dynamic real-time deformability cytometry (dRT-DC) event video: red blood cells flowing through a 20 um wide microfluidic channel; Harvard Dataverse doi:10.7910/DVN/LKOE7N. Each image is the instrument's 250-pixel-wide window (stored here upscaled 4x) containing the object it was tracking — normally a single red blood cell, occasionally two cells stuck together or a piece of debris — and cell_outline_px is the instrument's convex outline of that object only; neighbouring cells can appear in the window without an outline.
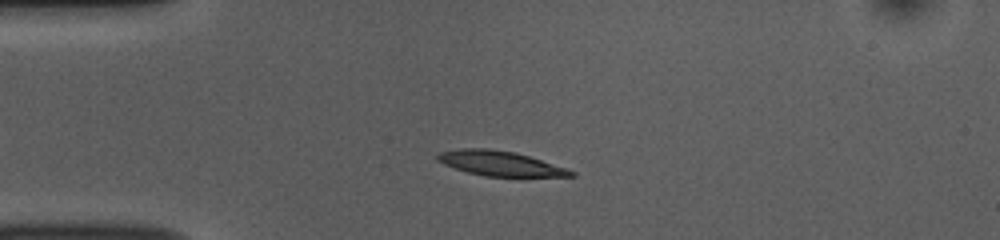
{"species": "common noctule bat (a hibernating species)", "species_latin": "Nyctalus noctula", "temperature_condition": "room temperature", "stored_images_in_passage": 40, "camera_frame_rate_fps": 3000, "um_per_image_px": 0.085, "animal": {"sex": "female", "body_mass_g": 10.0, "forearm_length_mm": 53.1}, "frame": {"image": 1, "passage_image": 9, "time_ms": 2.667, "image_size_px": [1000, 240], "cell_outline_px": [[576, 176], [484, 176], [468, 172], [444, 164], [436, 160], [436, 156], [440, 152], [460, 148], [488, 148], [516, 152], [568, 168], [576, 172]], "centroid_in_image_um": [42.52, 13.88], "position_along_channel_um": 42.5, "area_um2": 19.25}}
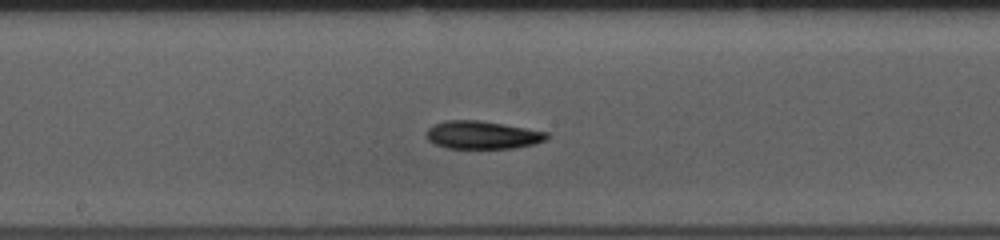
{"frame": {"image": 2, "passage_image": 24, "time_ms": 7.667, "image_size_px": [1000, 240], "cell_outline_px": [[548, 140], [536, 144], [512, 148], [448, 148], [436, 144], [428, 140], [424, 136], [428, 128], [432, 124], [444, 120], [480, 120], [504, 124], [548, 132]], "centroid_in_image_um": [40.99, 11.46], "position_along_channel_um": 207.2, "area_um2": 19.83}}
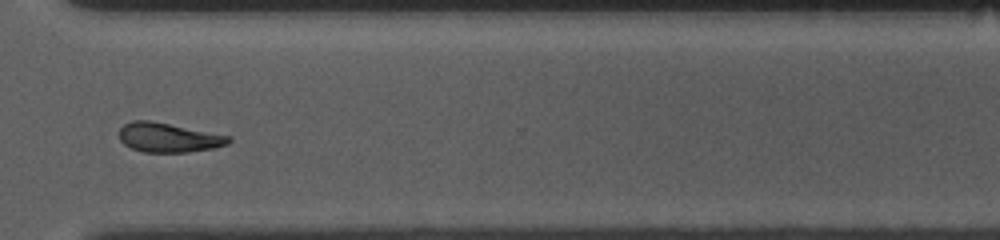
{"frame": {"image": 3, "passage_image": 36, "time_ms": 11.667, "image_size_px": [1000, 240], "cell_outline_px": [[232, 140], [228, 144], [212, 148], [188, 152], [144, 152], [132, 148], [124, 144], [120, 140], [120, 128], [124, 124], [132, 120], [148, 120], [232, 136]], "centroid_in_image_um": [14.33, 11.69], "position_along_channel_um": 356.3, "area_um2": 18.61}, "authors_computed_cell_mechanics": {"area_um2": 19.8254, "velocity_mm_per_s": 3.7297, "shape_relaxation_time_tau1_ms": 3.1908, "shape_relaxation_time_tau2_ms": null, "deformation_change_tau1": 0.1309, "deformation_change_tau2": null}}